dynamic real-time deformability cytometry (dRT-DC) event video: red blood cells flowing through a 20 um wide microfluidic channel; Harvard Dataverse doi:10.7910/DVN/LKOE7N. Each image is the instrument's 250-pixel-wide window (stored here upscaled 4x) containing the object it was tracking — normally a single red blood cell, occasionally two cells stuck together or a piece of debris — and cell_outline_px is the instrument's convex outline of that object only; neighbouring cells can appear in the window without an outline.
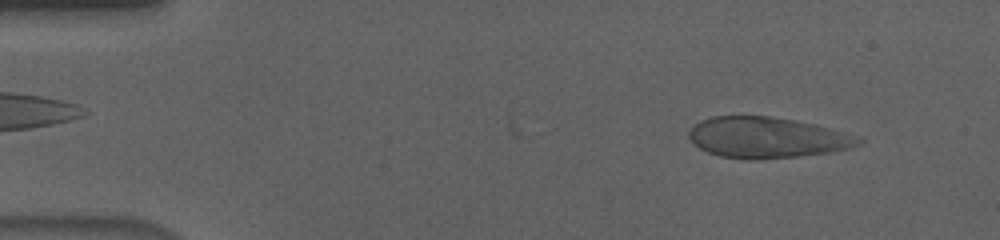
{"species": "human", "species_latin": "Homo sapiens", "temperature_condition": "cold", "stored_images_in_passage": 48, "camera_frame_rate_fps": 3000, "um_per_image_px": 0.085, "donor": {"sex": "male"}, "frame": {"image": 1, "passage_image": 4, "time_ms": 1.0, "image_size_px": [1000, 240], "cell_outline_px": [[864, 140], [860, 144], [852, 148], [828, 152], [796, 156], [752, 160], [748, 160], [720, 156], [708, 152], [700, 148], [688, 136], [688, 132], [700, 120], [712, 116], [768, 116], [816, 124]], "centroid_in_image_um": [65.15, 11.69], "position_along_channel_um": 19.9, "area_um2": 39.82}}
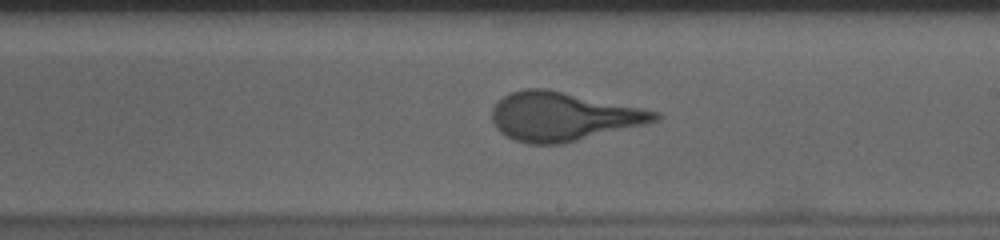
{"frame": {"image": 2, "passage_image": 30, "time_ms": 9.667, "image_size_px": [1000, 240], "cell_outline_px": [[664, 116], [656, 120], [560, 144], [528, 144], [512, 140], [500, 132], [496, 128], [492, 120], [492, 108], [504, 96], [512, 92], [524, 88], [548, 88], [660, 112]], "centroid_in_image_um": [47.78, 9.88], "position_along_channel_um": 241.2, "area_um2": 45.66}}
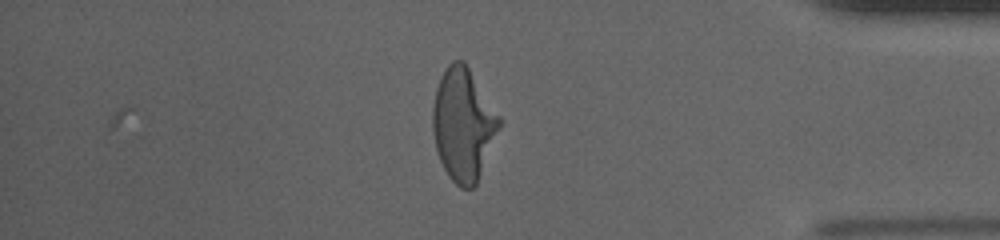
{"frame": {"image": 3, "passage_image": 45, "time_ms": 14.667, "image_size_px": [1000, 240], "cell_outline_px": [[500, 128], [476, 184], [472, 188], [460, 188], [448, 176], [440, 160], [436, 148], [432, 128], [432, 108], [436, 88], [440, 76], [444, 68], [452, 60], [464, 60], [500, 116]], "centroid_in_image_um": [39.36, 10.55], "position_along_channel_um": 395.8, "area_um2": 43.58}, "authors_computed_cell_mechanics": {"area_um2": 44.5927, "velocity_mm_per_s": 3.6537, "shape_relaxation_time_tau1_ms": 4.6394, "shape_relaxation_time_tau2_ms": null, "deformation_change_tau1": 0.1939, "deformation_change_tau2": null}}